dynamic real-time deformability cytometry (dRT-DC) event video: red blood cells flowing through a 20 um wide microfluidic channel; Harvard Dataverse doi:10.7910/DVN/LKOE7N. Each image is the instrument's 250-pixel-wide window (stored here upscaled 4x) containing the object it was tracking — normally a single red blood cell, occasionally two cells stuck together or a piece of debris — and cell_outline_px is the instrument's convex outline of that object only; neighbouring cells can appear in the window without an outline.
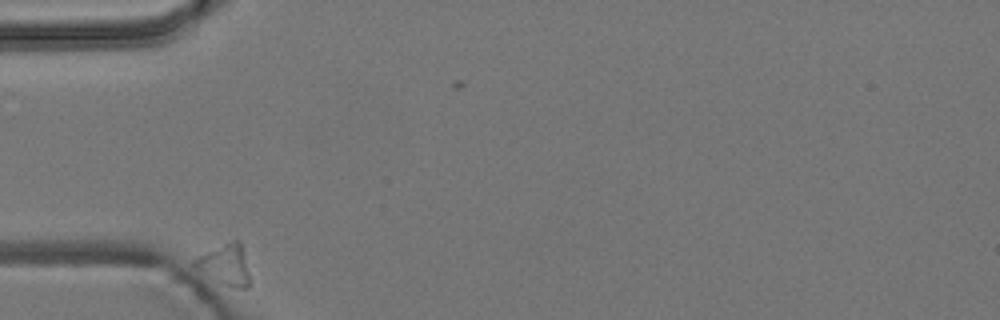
{"species": "common noctule bat (a hibernating species)", "species_latin": "Nyctalus noctula", "temperature_condition": "room temperature", "stored_images_in_passage": 4, "camera_frame_rate_fps": 3000, "um_per_image_px": 0.085, "animal": {"sex": "male", "body_mass_g": 19.2, "forearm_length_mm": 51.8}, "frame": {"image": 1, "passage_image": 1, "time_ms": 0.0, "image_size_px": [1000, 320], "cell_outline_px": [[252, 284], [248, 288], [236, 288], [228, 284], [192, 264], [200, 256], [224, 244], [236, 240], [240, 240], [244, 252], [252, 280]], "centroid_in_image_um": [19.31, 22.5], "position_along_channel_um": 65.7, "area_um2": 12.25}}